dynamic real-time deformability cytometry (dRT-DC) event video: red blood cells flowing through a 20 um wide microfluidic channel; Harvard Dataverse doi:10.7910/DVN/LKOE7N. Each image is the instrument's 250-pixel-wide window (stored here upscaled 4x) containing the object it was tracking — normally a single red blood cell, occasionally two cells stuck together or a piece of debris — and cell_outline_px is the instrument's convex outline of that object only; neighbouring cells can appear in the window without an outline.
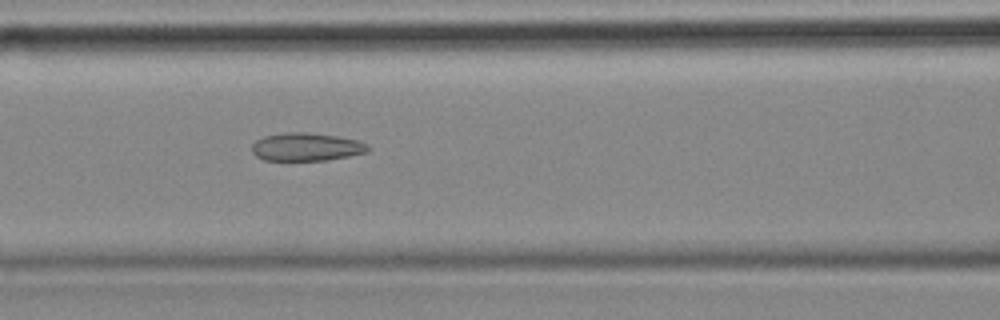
{"species": "common noctule bat (a hibernating species)", "species_latin": "Nyctalus noctula", "temperature_condition": "cold", "stored_images_in_passage": 40, "camera_frame_rate_fps": 3000, "um_per_image_px": 0.085, "animal": {"sex": "female", "body_mass_g": 18.4}, "frame": {"image": 1, "passage_image": 7, "time_ms": 2.0, "image_size_px": [1000, 320], "cell_outline_px": [[368, 152], [328, 160], [264, 160], [256, 156], [252, 152], [252, 144], [256, 140], [264, 136], [288, 132], [308, 132], [336, 136], [360, 140], [368, 144]], "centroid_in_image_um": [26.05, 12.48], "position_along_channel_um": 140.6, "area_um2": 19.02}, "authors_computed_cell_mechanics": {"area_um2": 19.2185, "velocity_mm_per_s": 3.5449, "shape_relaxation_time_tau1_ms": null, "shape_relaxation_time_tau2_ms": 3.522, "deformation_change_tau1": null, "deformation_change_tau2": 0.1164}}